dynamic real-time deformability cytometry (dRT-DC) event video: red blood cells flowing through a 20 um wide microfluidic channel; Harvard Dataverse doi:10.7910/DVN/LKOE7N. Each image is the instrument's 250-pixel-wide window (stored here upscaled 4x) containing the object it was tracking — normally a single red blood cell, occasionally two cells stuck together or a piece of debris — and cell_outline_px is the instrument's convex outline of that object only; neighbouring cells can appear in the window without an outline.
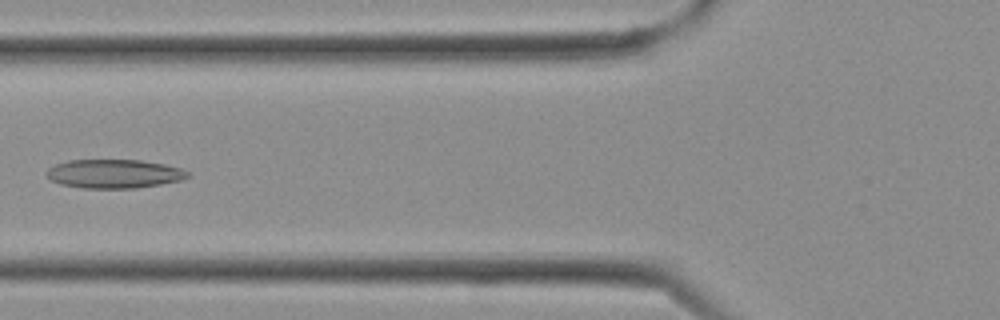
{"species": "Egyptian fruit bat (a non-hibernating species)", "species_latin": "Rousettus aegyptiacus", "temperature_condition": "cold", "stored_images_in_passage": 10, "camera_frame_rate_fps": 3000, "um_per_image_px": 0.085, "frame": {"image": 1, "passage_image": 9, "time_ms": 2.667, "image_size_px": [1000, 320], "cell_outline_px": [[192, 176], [180, 180], [160, 184], [136, 188], [84, 188], [60, 184], [52, 180], [44, 172], [48, 168], [56, 164], [68, 160], [140, 160], [164, 164], [180, 168], [192, 172]], "centroid_in_image_um": [9.72, 14.77], "position_along_channel_um": 116.1, "area_um2": 23.76}}